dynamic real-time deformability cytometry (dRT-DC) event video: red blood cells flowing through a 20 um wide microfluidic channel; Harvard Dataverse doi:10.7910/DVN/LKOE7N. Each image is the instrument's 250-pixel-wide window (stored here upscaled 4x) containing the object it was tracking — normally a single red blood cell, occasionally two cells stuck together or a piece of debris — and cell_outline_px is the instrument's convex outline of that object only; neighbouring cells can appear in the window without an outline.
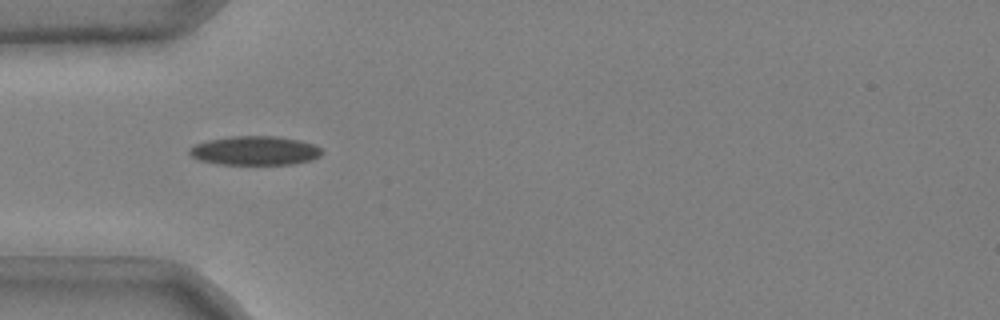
{"species": "common noctule bat (a hibernating species)", "species_latin": "Nyctalus noctula", "temperature_condition": "cold", "stored_images_in_passage": 48, "camera_frame_rate_fps": 3000, "um_per_image_px": 0.085, "animal": {"sex": "male", "body_mass_g": 20.4}, "frame": {"image": 1, "passage_image": 15, "time_ms": 4.667, "image_size_px": [1000, 320], "cell_outline_px": [[324, 152], [320, 156], [312, 160], [292, 164], [220, 164], [196, 160], [188, 152], [188, 148], [196, 144], [208, 140], [232, 136], [276, 136], [300, 140], [316, 144]], "centroid_in_image_um": [21.68, 12.8], "position_along_channel_um": 63.3, "area_um2": 22.6}}
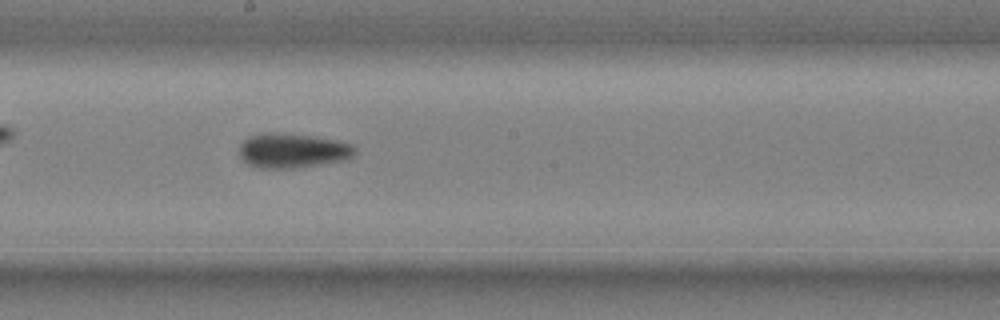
{"frame": {"image": 2, "passage_image": 28, "time_ms": 9.0, "image_size_px": [1000, 320], "cell_outline_px": [[356, 152], [348, 160], [296, 168], [256, 168], [248, 164], [240, 156], [240, 144], [248, 136], [268, 132], [272, 132], [312, 136], [336, 140], [352, 144], [356, 148]], "centroid_in_image_um": [24.88, 12.81], "position_along_channel_um": 223.3, "area_um2": 23.47}}
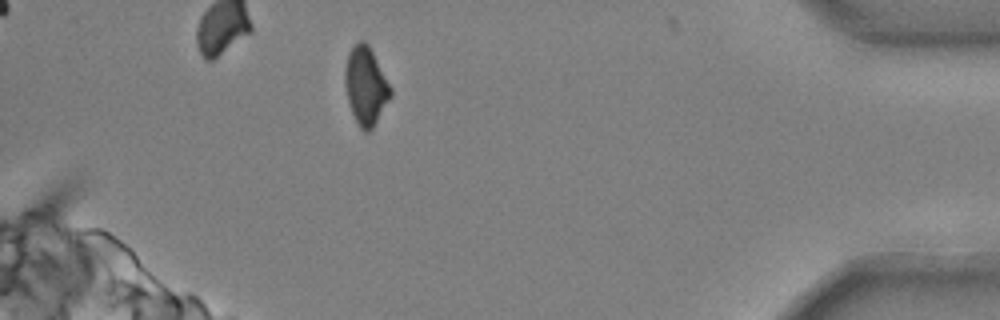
{"frame": {"image": 3, "passage_image": 46, "time_ms": 15.0, "image_size_px": [1000, 320], "cell_outline_px": [[392, 96], [372, 128], [368, 132], [364, 132], [360, 128], [352, 112], [348, 100], [344, 84], [344, 68], [348, 52], [360, 40], [364, 40], [368, 44], [392, 88]], "centroid_in_image_um": [31.08, 7.29], "position_along_channel_um": 404.1, "area_um2": 20.63}, "authors_computed_cell_mechanics": {"area_um2": 22.0507, "velocity_mm_per_s": 3.7129, "shape_relaxation_time_tau1_ms": 4.757, "shape_relaxation_time_tau2_ms": null, "deformation_change_tau1": 0.138, "deformation_change_tau2": null}}